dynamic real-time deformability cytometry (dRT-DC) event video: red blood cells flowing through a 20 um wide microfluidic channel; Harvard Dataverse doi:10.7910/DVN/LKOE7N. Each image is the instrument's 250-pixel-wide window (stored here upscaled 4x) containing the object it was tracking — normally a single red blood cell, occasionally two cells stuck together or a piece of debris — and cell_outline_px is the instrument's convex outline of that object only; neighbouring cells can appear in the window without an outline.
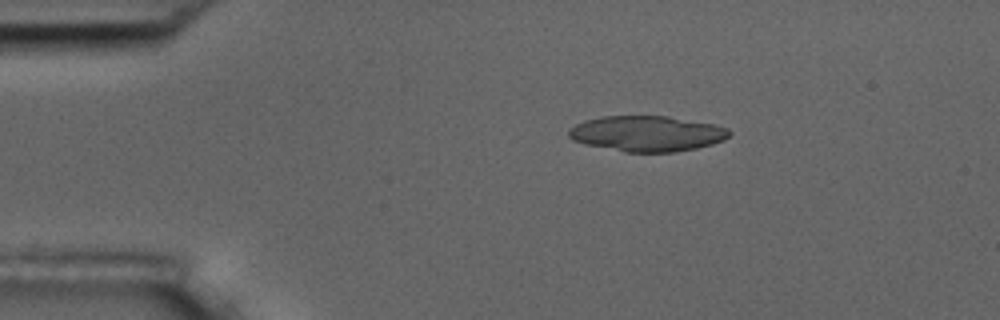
{"species": "common noctule bat (a hibernating species)", "species_latin": "Nyctalus noctula", "temperature_condition": "room temperature", "stored_images_in_passage": 6, "camera_frame_rate_fps": 3000, "um_per_image_px": 0.085, "animal": {"sex": "male", "body_mass_g": 17.5, "forearm_length_mm": 52.3}, "frame": {"image": 1, "passage_image": 3, "time_ms": 2.333, "image_size_px": [1000, 320], "cell_outline_px": [[732, 132], [724, 140], [712, 144], [696, 148], [676, 152], [624, 152], [584, 144], [572, 140], [568, 136], [568, 128], [584, 120], [604, 116], [668, 116], [716, 124], [728, 128]], "centroid_in_image_um": [54.99, 11.35], "position_along_channel_um": 30.0, "area_um2": 33.58}}